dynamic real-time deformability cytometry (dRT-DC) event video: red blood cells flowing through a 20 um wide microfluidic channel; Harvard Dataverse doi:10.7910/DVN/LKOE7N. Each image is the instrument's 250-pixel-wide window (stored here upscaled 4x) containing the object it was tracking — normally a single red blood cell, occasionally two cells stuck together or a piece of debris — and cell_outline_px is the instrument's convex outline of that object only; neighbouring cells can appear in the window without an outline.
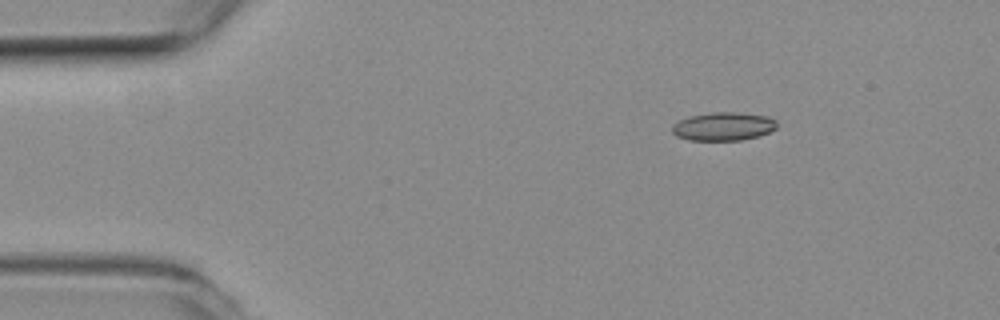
{"species": "common noctule bat (a hibernating species)", "species_latin": "Nyctalus noctula", "temperature_condition": "room temperature", "stored_images_in_passage": 19, "camera_frame_rate_fps": 3000, "um_per_image_px": 0.085, "animal": {"sex": "female", "body_mass_g": 19.3, "forearm_length_mm": 54.1}, "frame": {"image": 1, "passage_image": 1, "time_ms": 0.0, "image_size_px": [1000, 320], "cell_outline_px": [[776, 128], [760, 136], [740, 140], [688, 140], [676, 136], [672, 132], [672, 124], [676, 120], [688, 116], [712, 112], [736, 112], [768, 116], [776, 120]], "centroid_in_image_um": [61.44, 10.74], "position_along_channel_um": 23.6, "area_um2": 17.51}}
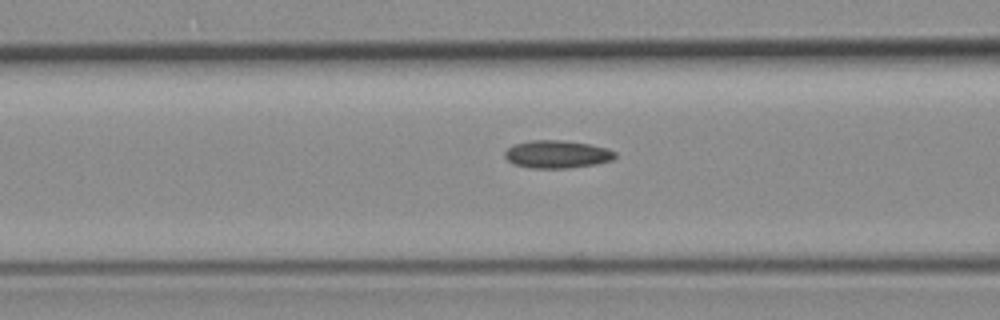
{"frame": {"image": 2, "passage_image": 14, "time_ms": 4.333, "image_size_px": [1000, 320], "cell_outline_px": [[616, 156], [612, 160], [596, 164], [568, 168], [528, 168], [512, 164], [504, 156], [504, 152], [508, 148], [516, 144], [532, 140], [560, 140], [588, 144], [608, 148], [616, 152]], "centroid_in_image_um": [47.34, 13.12], "position_along_channel_um": 119.3, "area_um2": 17.86}}
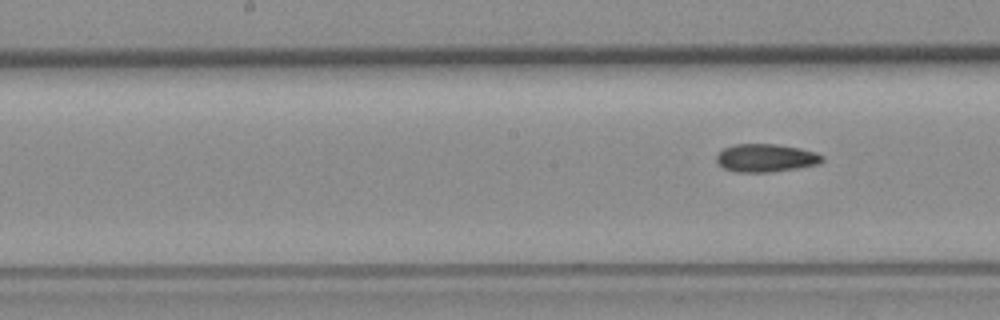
{"frame": {"image": 3, "passage_image": 19, "time_ms": 6.0, "image_size_px": [1000, 320], "cell_outline_px": [[824, 160], [820, 164], [772, 172], [736, 172], [724, 168], [716, 160], [716, 156], [724, 148], [736, 144], [776, 144], [800, 148], [816, 152], [824, 156]], "centroid_in_image_um": [65.13, 13.42], "position_along_channel_um": 183.1, "area_um2": 17.28}}